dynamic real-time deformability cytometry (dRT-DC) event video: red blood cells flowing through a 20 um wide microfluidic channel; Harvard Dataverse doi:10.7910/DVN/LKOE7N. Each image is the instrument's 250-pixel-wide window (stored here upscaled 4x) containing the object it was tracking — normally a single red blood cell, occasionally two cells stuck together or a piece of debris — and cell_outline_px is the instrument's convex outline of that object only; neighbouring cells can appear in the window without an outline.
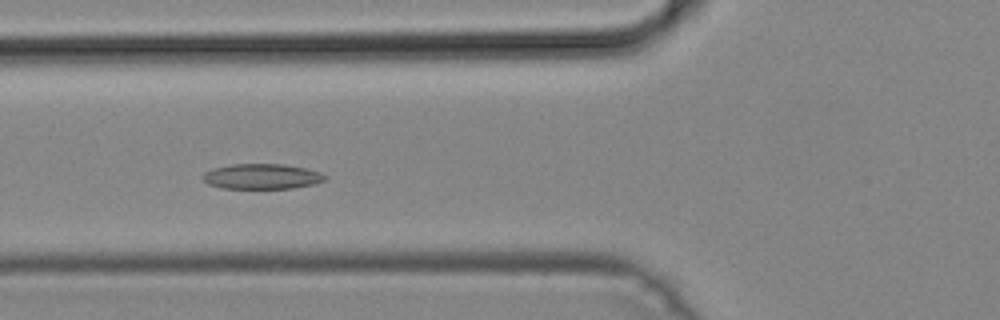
{"species": "common noctule bat (a hibernating species)", "species_latin": "Nyctalus noctula", "temperature_condition": "cold", "stored_images_in_passage": 48, "camera_frame_rate_fps": 3000, "um_per_image_px": 0.085, "animal": {"sex": "male", "body_mass_g": 19.2, "forearm_length_mm": 51.8}, "frame": {"image": 1, "passage_image": 17, "time_ms": 5.333, "image_size_px": [1000, 320], "cell_outline_px": [[328, 176], [324, 180], [312, 184], [292, 188], [220, 188], [208, 184], [200, 176], [204, 172], [212, 168], [232, 164], [284, 164], [304, 168], [320, 172]], "centroid_in_image_um": [22.21, 14.99], "position_along_channel_um": 103.6, "area_um2": 17.98}}
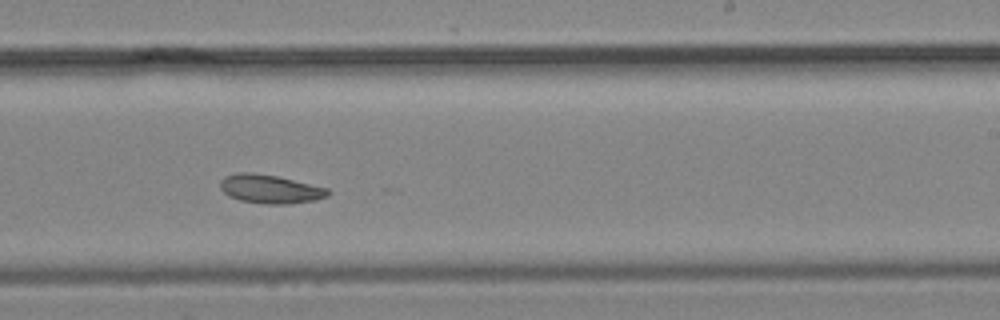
{"frame": {"image": 2, "passage_image": 29, "time_ms": 9.333, "image_size_px": [1000, 320], "cell_outline_px": [[332, 192], [328, 196], [316, 200], [288, 204], [264, 204], [240, 200], [228, 196], [220, 188], [220, 180], [224, 176], [236, 172], [252, 172], [276, 176], [328, 188]], "centroid_in_image_um": [22.95, 16.07], "position_along_channel_um": 266.0, "area_um2": 18.15}}
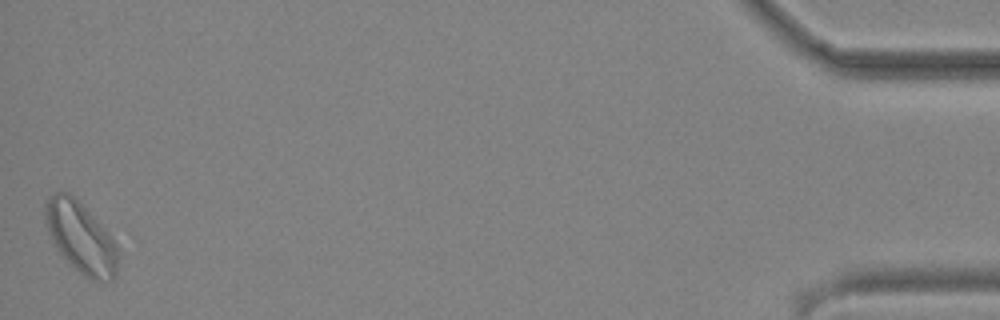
{"frame": {"image": 3, "passage_image": 48, "time_ms": 15.667, "image_size_px": [1000, 320], "cell_outline_px": [[116, 272], [112, 280], [92, 280], [84, 276], [56, 248], [48, 232], [44, 220], [44, 204], [48, 196], [56, 192], [68, 192], [84, 208], [116, 244]], "centroid_in_image_um": [6.79, 20.17], "position_along_channel_um": 428.4, "area_um2": 28.9}}